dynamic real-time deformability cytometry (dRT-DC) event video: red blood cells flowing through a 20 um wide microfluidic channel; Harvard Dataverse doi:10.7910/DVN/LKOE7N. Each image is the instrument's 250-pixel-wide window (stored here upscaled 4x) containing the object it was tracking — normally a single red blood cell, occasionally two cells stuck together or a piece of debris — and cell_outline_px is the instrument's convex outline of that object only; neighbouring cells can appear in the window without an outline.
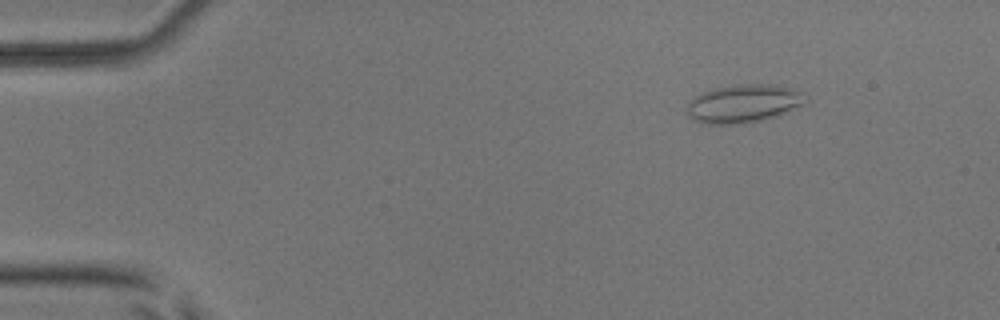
{"species": "common noctule bat (a hibernating species)", "species_latin": "Nyctalus noctula", "temperature_condition": "room temperature", "stored_images_in_passage": 4, "camera_frame_rate_fps": 3000, "um_per_image_px": 0.085, "animal": {"sex": "male", "body_mass_g": 17.9, "forearm_length_mm": 54.2}, "frame": {"image": 1, "passage_image": 2, "time_ms": 0.333, "image_size_px": [1000, 320], "cell_outline_px": [[808, 100], [804, 104], [780, 116], [760, 120], [736, 124], [708, 124], [692, 120], [688, 116], [688, 104], [692, 96], [712, 88], [732, 84], [776, 84], [792, 88], [804, 92], [808, 96]], "centroid_in_image_um": [63.24, 8.78], "position_along_channel_um": 21.8, "area_um2": 27.05}}